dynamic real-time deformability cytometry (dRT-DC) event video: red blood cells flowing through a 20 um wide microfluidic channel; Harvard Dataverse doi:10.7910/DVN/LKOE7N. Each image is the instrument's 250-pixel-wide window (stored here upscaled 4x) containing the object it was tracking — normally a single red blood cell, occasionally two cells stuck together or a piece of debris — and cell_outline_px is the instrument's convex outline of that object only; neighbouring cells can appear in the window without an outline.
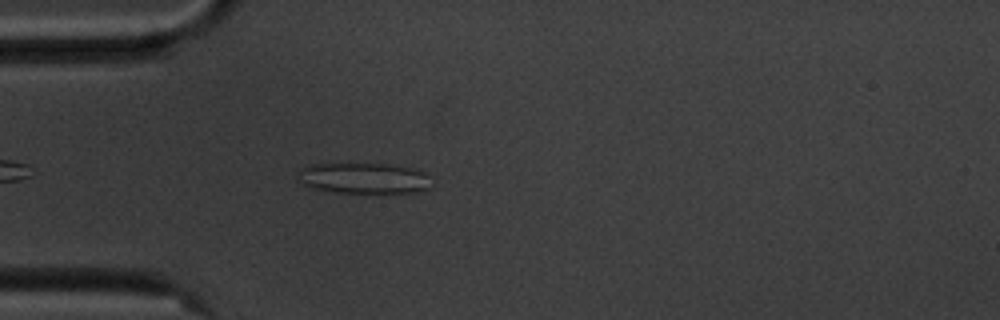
{"species": "common noctule bat (a hibernating species)", "species_latin": "Nyctalus noctula", "temperature_condition": "cold", "stored_images_in_passage": 45, "camera_frame_rate_fps": 3000, "um_per_image_px": 0.085, "animal": {"sex": "male", "body_mass_g": 20.1, "forearm_length_mm": 53.5}, "frame": {"image": 1, "passage_image": 5, "time_ms": 1.333, "image_size_px": [1000, 320], "cell_outline_px": [[432, 188], [416, 192], [336, 192], [308, 188], [296, 180], [300, 168], [308, 164], [392, 164], [412, 168], [424, 172], [428, 176]], "centroid_in_image_um": [30.88, 15.14], "position_along_channel_um": 54.1, "area_um2": 24.16}}
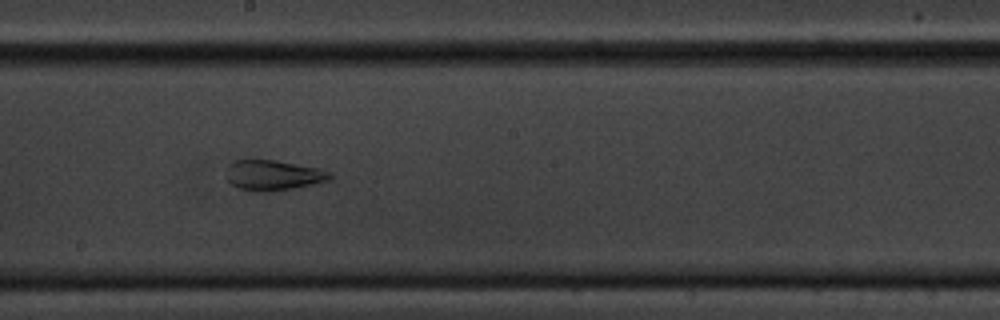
{"frame": {"image": 2, "passage_image": 20, "time_ms": 6.333, "image_size_px": [1000, 320], "cell_outline_px": [[336, 176], [332, 180], [296, 188], [268, 192], [256, 192], [236, 188], [224, 176], [228, 164], [236, 160], [276, 160], [320, 168], [332, 172]], "centroid_in_image_um": [23.26, 14.9], "position_along_channel_um": 224.9, "area_um2": 18.9}}
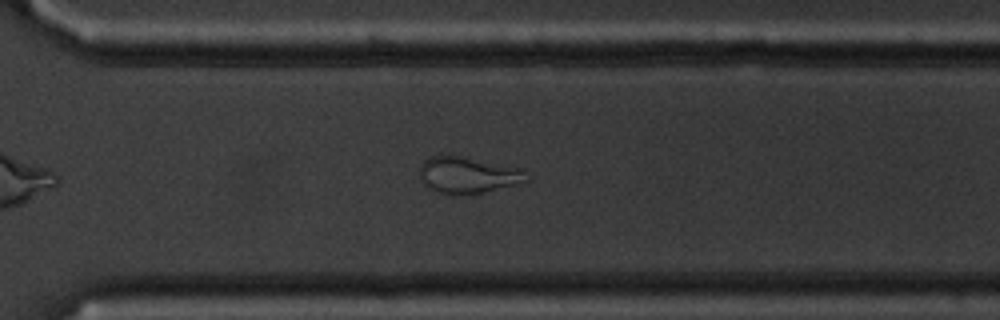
{"frame": {"image": 3, "passage_image": 29, "time_ms": 9.333, "image_size_px": [1000, 320], "cell_outline_px": [[532, 180], [484, 192], [460, 196], [448, 196], [432, 192], [420, 180], [420, 164], [424, 160], [432, 156], [460, 156], [508, 168], [520, 172]], "centroid_in_image_um": [39.59, 14.95], "position_along_channel_um": 331.0, "area_um2": 22.14}, "authors_computed_cell_mechanics": {"area_um2": 22.3686, "velocity_mm_per_s": 3.5459, "shape_relaxation_time_tau1_ms": null, "shape_relaxation_time_tau2_ms": 1.9537, "deformation_change_tau1": null, "deformation_change_tau2": 0.0954}}